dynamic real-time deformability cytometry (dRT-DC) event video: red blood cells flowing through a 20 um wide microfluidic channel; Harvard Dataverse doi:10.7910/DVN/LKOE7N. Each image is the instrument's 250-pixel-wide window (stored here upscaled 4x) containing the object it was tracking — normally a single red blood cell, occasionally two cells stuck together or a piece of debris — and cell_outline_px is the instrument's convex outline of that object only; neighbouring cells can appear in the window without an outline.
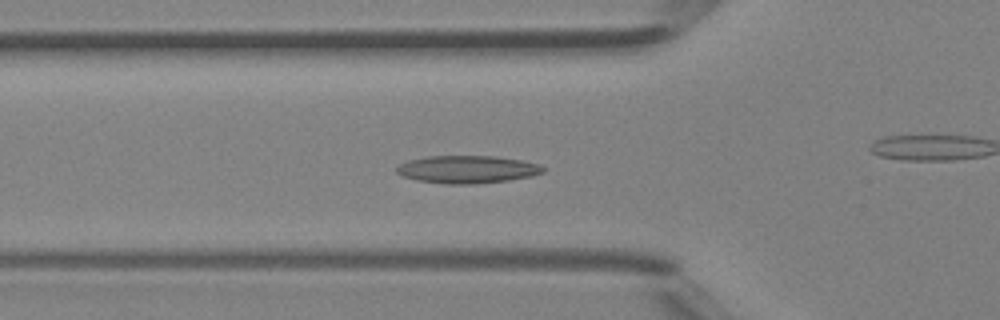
{"species": "Egyptian fruit bat (a non-hibernating species)", "species_latin": "Rousettus aegyptiacus", "temperature_condition": "room temperature", "stored_images_in_passage": 49, "camera_frame_rate_fps": 3000, "um_per_image_px": 0.085, "animal": {"sex": "female"}, "frame": {"image": 1, "passage_image": 17, "time_ms": 5.333, "image_size_px": [1000, 320], "cell_outline_px": [[544, 172], [532, 176], [508, 180], [472, 184], [448, 184], [416, 180], [404, 176], [396, 172], [396, 168], [400, 164], [408, 160], [428, 156], [496, 156], [520, 160], [540, 164], [544, 168]], "centroid_in_image_um": [39.72, 14.39], "position_along_channel_um": 86.1, "area_um2": 23.52}}
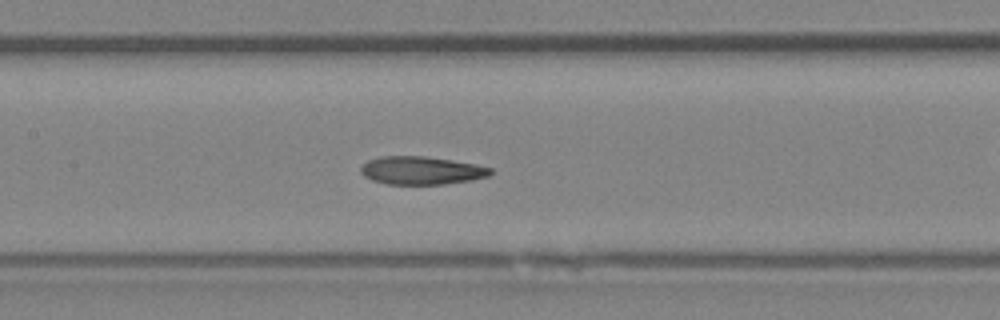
{"frame": {"image": 2, "passage_image": 23, "time_ms": 7.333, "image_size_px": [1000, 320], "cell_outline_px": [[492, 172], [488, 176], [472, 180], [444, 184], [388, 184], [372, 180], [364, 176], [360, 172], [360, 168], [368, 160], [380, 156], [424, 156], [476, 164], [492, 168]], "centroid_in_image_um": [35.81, 14.49], "position_along_channel_um": 171.6, "area_um2": 21.15}}
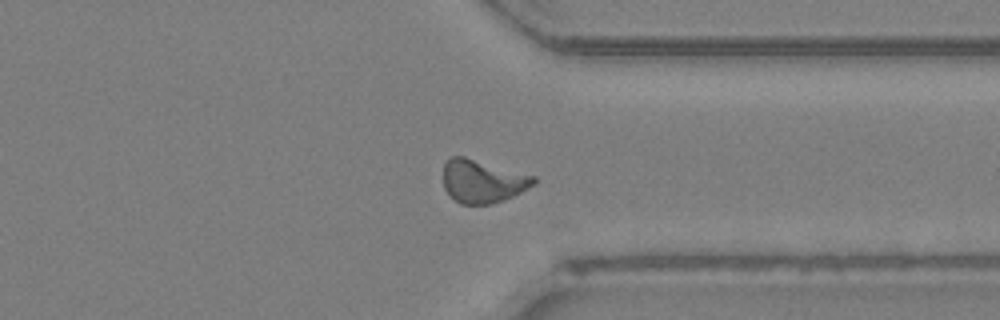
{"frame": {"image": 3, "passage_image": 37, "time_ms": 12.0, "image_size_px": [1000, 320], "cell_outline_px": [[536, 184], [504, 200], [492, 204], [460, 204], [444, 188], [444, 164], [452, 156], [464, 156], [536, 176]], "centroid_in_image_um": [41.04, 15.4], "position_along_channel_um": 370.4, "area_um2": 22.6}, "authors_computed_cell_mechanics": {"area_um2": 21.9062, "velocity_mm_per_s": 4.2726, "shape_relaxation_time_tau1_ms": null, "shape_relaxation_time_tau2_ms": 2.75, "deformation_change_tau1": null, "deformation_change_tau2": 0.1005}}